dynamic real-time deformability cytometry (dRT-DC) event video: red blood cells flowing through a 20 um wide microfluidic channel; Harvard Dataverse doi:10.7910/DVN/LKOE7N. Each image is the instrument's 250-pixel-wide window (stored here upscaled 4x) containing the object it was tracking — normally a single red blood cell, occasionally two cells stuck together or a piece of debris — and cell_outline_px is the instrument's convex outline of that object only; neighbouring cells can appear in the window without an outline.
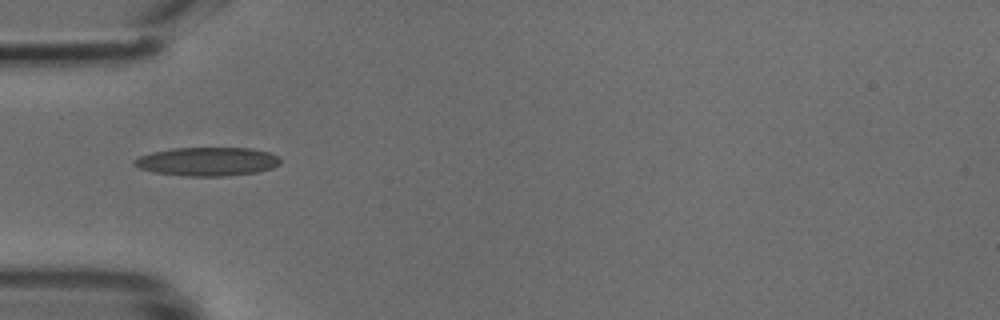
{"species": "common noctule bat (a hibernating species)", "species_latin": "Nyctalus noctula", "temperature_condition": "cold", "stored_images_in_passage": 32, "camera_frame_rate_fps": 3000, "um_per_image_px": 0.085, "animal": {"sex": "male", "body_mass_g": 18.8}, "frame": {"image": 1, "passage_image": 1, "time_ms": 0.0, "image_size_px": [1000, 320], "cell_outline_px": [[280, 164], [272, 168], [260, 172], [224, 176], [184, 176], [152, 172], [140, 168], [132, 164], [132, 160], [140, 156], [152, 152], [176, 148], [252, 148], [268, 152], [280, 156]], "centroid_in_image_um": [17.64, 13.73], "position_along_channel_um": 67.4, "area_um2": 24.57}}
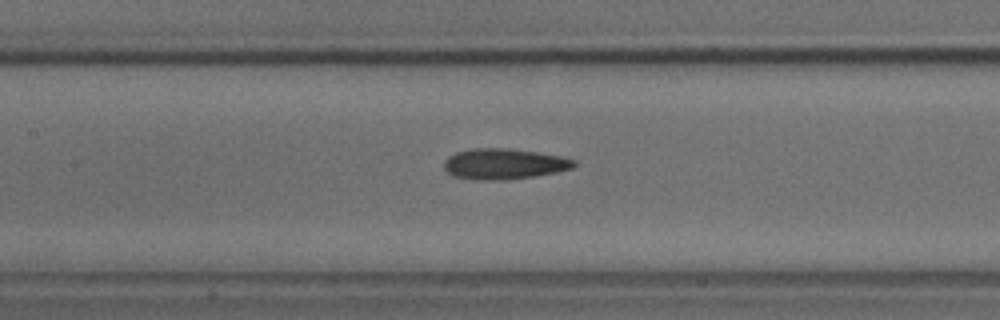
{"frame": {"image": 2, "passage_image": 8, "time_ms": 2.333, "image_size_px": [1000, 320], "cell_outline_px": [[576, 164], [572, 168], [556, 172], [536, 176], [508, 180], [472, 180], [452, 176], [444, 168], [444, 160], [448, 156], [456, 152], [472, 148], [508, 148], [536, 152], [560, 156], [576, 160]], "centroid_in_image_um": [42.81, 13.94], "position_along_channel_um": 164.6, "area_um2": 23.47}}
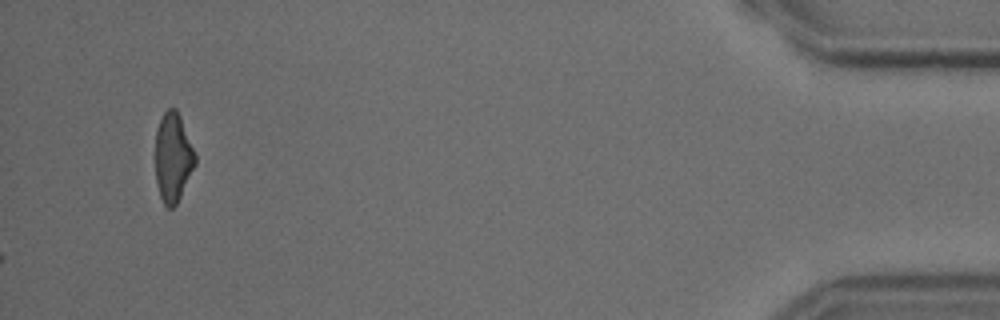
{"frame": {"image": 3, "passage_image": 32, "time_ms": 10.333, "image_size_px": [1000, 320], "cell_outline_px": [[196, 164], [176, 204], [172, 208], [168, 208], [164, 204], [160, 196], [156, 184], [156, 128], [164, 112], [168, 108], [176, 108], [180, 116], [196, 156]], "centroid_in_image_um": [14.69, 13.38], "position_along_channel_um": 420.5, "area_um2": 20.46}}